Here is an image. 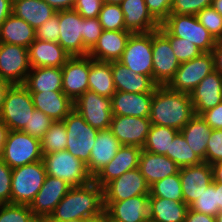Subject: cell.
Wrapping results in <instances>:
<instances>
[{
	"label": "cell",
	"instance_id": "10",
	"mask_svg": "<svg viewBox=\"0 0 222 222\" xmlns=\"http://www.w3.org/2000/svg\"><path fill=\"white\" fill-rule=\"evenodd\" d=\"M153 81L168 85L174 78L180 62L170 45V40L158 29L152 31Z\"/></svg>",
	"mask_w": 222,
	"mask_h": 222
},
{
	"label": "cell",
	"instance_id": "21",
	"mask_svg": "<svg viewBox=\"0 0 222 222\" xmlns=\"http://www.w3.org/2000/svg\"><path fill=\"white\" fill-rule=\"evenodd\" d=\"M107 214L120 222H144L149 219V195L123 201H103Z\"/></svg>",
	"mask_w": 222,
	"mask_h": 222
},
{
	"label": "cell",
	"instance_id": "22",
	"mask_svg": "<svg viewBox=\"0 0 222 222\" xmlns=\"http://www.w3.org/2000/svg\"><path fill=\"white\" fill-rule=\"evenodd\" d=\"M194 113L200 115L222 102V75L213 70L190 93Z\"/></svg>",
	"mask_w": 222,
	"mask_h": 222
},
{
	"label": "cell",
	"instance_id": "53",
	"mask_svg": "<svg viewBox=\"0 0 222 222\" xmlns=\"http://www.w3.org/2000/svg\"><path fill=\"white\" fill-rule=\"evenodd\" d=\"M102 4L103 0H75L73 9L83 18H97Z\"/></svg>",
	"mask_w": 222,
	"mask_h": 222
},
{
	"label": "cell",
	"instance_id": "41",
	"mask_svg": "<svg viewBox=\"0 0 222 222\" xmlns=\"http://www.w3.org/2000/svg\"><path fill=\"white\" fill-rule=\"evenodd\" d=\"M159 30L170 40L171 48L180 64L192 60L203 53L192 42H188L184 38L172 36L162 25H160Z\"/></svg>",
	"mask_w": 222,
	"mask_h": 222
},
{
	"label": "cell",
	"instance_id": "19",
	"mask_svg": "<svg viewBox=\"0 0 222 222\" xmlns=\"http://www.w3.org/2000/svg\"><path fill=\"white\" fill-rule=\"evenodd\" d=\"M184 203L190 206L213 182L212 167L202 162L199 165L182 167L179 170Z\"/></svg>",
	"mask_w": 222,
	"mask_h": 222
},
{
	"label": "cell",
	"instance_id": "64",
	"mask_svg": "<svg viewBox=\"0 0 222 222\" xmlns=\"http://www.w3.org/2000/svg\"><path fill=\"white\" fill-rule=\"evenodd\" d=\"M211 6L222 16V0H213Z\"/></svg>",
	"mask_w": 222,
	"mask_h": 222
},
{
	"label": "cell",
	"instance_id": "42",
	"mask_svg": "<svg viewBox=\"0 0 222 222\" xmlns=\"http://www.w3.org/2000/svg\"><path fill=\"white\" fill-rule=\"evenodd\" d=\"M98 19L103 30H126L124 14L119 4L103 3Z\"/></svg>",
	"mask_w": 222,
	"mask_h": 222
},
{
	"label": "cell",
	"instance_id": "33",
	"mask_svg": "<svg viewBox=\"0 0 222 222\" xmlns=\"http://www.w3.org/2000/svg\"><path fill=\"white\" fill-rule=\"evenodd\" d=\"M212 128L205 122L201 115L195 114L180 130L185 141L192 151L203 162L205 161L207 142Z\"/></svg>",
	"mask_w": 222,
	"mask_h": 222
},
{
	"label": "cell",
	"instance_id": "45",
	"mask_svg": "<svg viewBox=\"0 0 222 222\" xmlns=\"http://www.w3.org/2000/svg\"><path fill=\"white\" fill-rule=\"evenodd\" d=\"M196 17L216 41H222V16L212 6L198 12Z\"/></svg>",
	"mask_w": 222,
	"mask_h": 222
},
{
	"label": "cell",
	"instance_id": "54",
	"mask_svg": "<svg viewBox=\"0 0 222 222\" xmlns=\"http://www.w3.org/2000/svg\"><path fill=\"white\" fill-rule=\"evenodd\" d=\"M200 115L212 129H222V102Z\"/></svg>",
	"mask_w": 222,
	"mask_h": 222
},
{
	"label": "cell",
	"instance_id": "59",
	"mask_svg": "<svg viewBox=\"0 0 222 222\" xmlns=\"http://www.w3.org/2000/svg\"><path fill=\"white\" fill-rule=\"evenodd\" d=\"M213 181L222 184V161L211 165Z\"/></svg>",
	"mask_w": 222,
	"mask_h": 222
},
{
	"label": "cell",
	"instance_id": "39",
	"mask_svg": "<svg viewBox=\"0 0 222 222\" xmlns=\"http://www.w3.org/2000/svg\"><path fill=\"white\" fill-rule=\"evenodd\" d=\"M150 195L152 197L169 199L176 202H184L179 173L167 176L151 185Z\"/></svg>",
	"mask_w": 222,
	"mask_h": 222
},
{
	"label": "cell",
	"instance_id": "14",
	"mask_svg": "<svg viewBox=\"0 0 222 222\" xmlns=\"http://www.w3.org/2000/svg\"><path fill=\"white\" fill-rule=\"evenodd\" d=\"M60 35L58 43L70 56H86L83 45V17L74 9L59 11Z\"/></svg>",
	"mask_w": 222,
	"mask_h": 222
},
{
	"label": "cell",
	"instance_id": "40",
	"mask_svg": "<svg viewBox=\"0 0 222 222\" xmlns=\"http://www.w3.org/2000/svg\"><path fill=\"white\" fill-rule=\"evenodd\" d=\"M170 159L180 168L199 165L203 162L195 155L180 132L174 137L173 142L171 143Z\"/></svg>",
	"mask_w": 222,
	"mask_h": 222
},
{
	"label": "cell",
	"instance_id": "30",
	"mask_svg": "<svg viewBox=\"0 0 222 222\" xmlns=\"http://www.w3.org/2000/svg\"><path fill=\"white\" fill-rule=\"evenodd\" d=\"M138 168L149 186L167 176L178 174L180 170V167L166 155L153 154L143 149Z\"/></svg>",
	"mask_w": 222,
	"mask_h": 222
},
{
	"label": "cell",
	"instance_id": "28",
	"mask_svg": "<svg viewBox=\"0 0 222 222\" xmlns=\"http://www.w3.org/2000/svg\"><path fill=\"white\" fill-rule=\"evenodd\" d=\"M111 69L116 91L153 93L157 87L150 76L135 73L119 61L111 62Z\"/></svg>",
	"mask_w": 222,
	"mask_h": 222
},
{
	"label": "cell",
	"instance_id": "55",
	"mask_svg": "<svg viewBox=\"0 0 222 222\" xmlns=\"http://www.w3.org/2000/svg\"><path fill=\"white\" fill-rule=\"evenodd\" d=\"M184 222H216V220L215 216L195 212L189 208Z\"/></svg>",
	"mask_w": 222,
	"mask_h": 222
},
{
	"label": "cell",
	"instance_id": "48",
	"mask_svg": "<svg viewBox=\"0 0 222 222\" xmlns=\"http://www.w3.org/2000/svg\"><path fill=\"white\" fill-rule=\"evenodd\" d=\"M103 27L97 18H83V45L90 51L102 35Z\"/></svg>",
	"mask_w": 222,
	"mask_h": 222
},
{
	"label": "cell",
	"instance_id": "20",
	"mask_svg": "<svg viewBox=\"0 0 222 222\" xmlns=\"http://www.w3.org/2000/svg\"><path fill=\"white\" fill-rule=\"evenodd\" d=\"M142 148L122 145L115 157L93 178L103 188L107 183L120 177L125 172L139 167Z\"/></svg>",
	"mask_w": 222,
	"mask_h": 222
},
{
	"label": "cell",
	"instance_id": "3",
	"mask_svg": "<svg viewBox=\"0 0 222 222\" xmlns=\"http://www.w3.org/2000/svg\"><path fill=\"white\" fill-rule=\"evenodd\" d=\"M47 175L64 180L71 187L85 186L93 181L86 164L67 150L43 155Z\"/></svg>",
	"mask_w": 222,
	"mask_h": 222
},
{
	"label": "cell",
	"instance_id": "8",
	"mask_svg": "<svg viewBox=\"0 0 222 222\" xmlns=\"http://www.w3.org/2000/svg\"><path fill=\"white\" fill-rule=\"evenodd\" d=\"M161 25L172 35L195 44L202 52H211L216 40L195 15L169 14Z\"/></svg>",
	"mask_w": 222,
	"mask_h": 222
},
{
	"label": "cell",
	"instance_id": "6",
	"mask_svg": "<svg viewBox=\"0 0 222 222\" xmlns=\"http://www.w3.org/2000/svg\"><path fill=\"white\" fill-rule=\"evenodd\" d=\"M63 122L67 133L65 150L87 164L99 130L89 125L75 109L65 117Z\"/></svg>",
	"mask_w": 222,
	"mask_h": 222
},
{
	"label": "cell",
	"instance_id": "31",
	"mask_svg": "<svg viewBox=\"0 0 222 222\" xmlns=\"http://www.w3.org/2000/svg\"><path fill=\"white\" fill-rule=\"evenodd\" d=\"M36 39L35 29L11 13L0 26V42L28 48Z\"/></svg>",
	"mask_w": 222,
	"mask_h": 222
},
{
	"label": "cell",
	"instance_id": "68",
	"mask_svg": "<svg viewBox=\"0 0 222 222\" xmlns=\"http://www.w3.org/2000/svg\"><path fill=\"white\" fill-rule=\"evenodd\" d=\"M216 222H222V211L215 216Z\"/></svg>",
	"mask_w": 222,
	"mask_h": 222
},
{
	"label": "cell",
	"instance_id": "7",
	"mask_svg": "<svg viewBox=\"0 0 222 222\" xmlns=\"http://www.w3.org/2000/svg\"><path fill=\"white\" fill-rule=\"evenodd\" d=\"M34 109L28 89L23 84H14L8 88L0 119L9 130H23Z\"/></svg>",
	"mask_w": 222,
	"mask_h": 222
},
{
	"label": "cell",
	"instance_id": "2",
	"mask_svg": "<svg viewBox=\"0 0 222 222\" xmlns=\"http://www.w3.org/2000/svg\"><path fill=\"white\" fill-rule=\"evenodd\" d=\"M104 211L103 188L94 181L85 186L71 187L46 220H85Z\"/></svg>",
	"mask_w": 222,
	"mask_h": 222
},
{
	"label": "cell",
	"instance_id": "32",
	"mask_svg": "<svg viewBox=\"0 0 222 222\" xmlns=\"http://www.w3.org/2000/svg\"><path fill=\"white\" fill-rule=\"evenodd\" d=\"M12 13L37 29L50 19L56 10L44 0H12Z\"/></svg>",
	"mask_w": 222,
	"mask_h": 222
},
{
	"label": "cell",
	"instance_id": "23",
	"mask_svg": "<svg viewBox=\"0 0 222 222\" xmlns=\"http://www.w3.org/2000/svg\"><path fill=\"white\" fill-rule=\"evenodd\" d=\"M124 24L131 33H147L158 30L160 23L149 12L145 0H124L120 4Z\"/></svg>",
	"mask_w": 222,
	"mask_h": 222
},
{
	"label": "cell",
	"instance_id": "60",
	"mask_svg": "<svg viewBox=\"0 0 222 222\" xmlns=\"http://www.w3.org/2000/svg\"><path fill=\"white\" fill-rule=\"evenodd\" d=\"M9 129L7 125L0 119V158L3 153V147L8 135Z\"/></svg>",
	"mask_w": 222,
	"mask_h": 222
},
{
	"label": "cell",
	"instance_id": "4",
	"mask_svg": "<svg viewBox=\"0 0 222 222\" xmlns=\"http://www.w3.org/2000/svg\"><path fill=\"white\" fill-rule=\"evenodd\" d=\"M46 176L42 160L12 169L11 203L30 205Z\"/></svg>",
	"mask_w": 222,
	"mask_h": 222
},
{
	"label": "cell",
	"instance_id": "63",
	"mask_svg": "<svg viewBox=\"0 0 222 222\" xmlns=\"http://www.w3.org/2000/svg\"><path fill=\"white\" fill-rule=\"evenodd\" d=\"M216 191H218V208L222 211V184L216 182Z\"/></svg>",
	"mask_w": 222,
	"mask_h": 222
},
{
	"label": "cell",
	"instance_id": "26",
	"mask_svg": "<svg viewBox=\"0 0 222 222\" xmlns=\"http://www.w3.org/2000/svg\"><path fill=\"white\" fill-rule=\"evenodd\" d=\"M152 95L116 91L111 98L113 116L150 117Z\"/></svg>",
	"mask_w": 222,
	"mask_h": 222
},
{
	"label": "cell",
	"instance_id": "36",
	"mask_svg": "<svg viewBox=\"0 0 222 222\" xmlns=\"http://www.w3.org/2000/svg\"><path fill=\"white\" fill-rule=\"evenodd\" d=\"M149 208V219L154 222H184L189 206L149 195Z\"/></svg>",
	"mask_w": 222,
	"mask_h": 222
},
{
	"label": "cell",
	"instance_id": "13",
	"mask_svg": "<svg viewBox=\"0 0 222 222\" xmlns=\"http://www.w3.org/2000/svg\"><path fill=\"white\" fill-rule=\"evenodd\" d=\"M31 70L28 48L0 42V78L10 84H24Z\"/></svg>",
	"mask_w": 222,
	"mask_h": 222
},
{
	"label": "cell",
	"instance_id": "56",
	"mask_svg": "<svg viewBox=\"0 0 222 222\" xmlns=\"http://www.w3.org/2000/svg\"><path fill=\"white\" fill-rule=\"evenodd\" d=\"M211 52L214 58V69L222 75V41H217Z\"/></svg>",
	"mask_w": 222,
	"mask_h": 222
},
{
	"label": "cell",
	"instance_id": "49",
	"mask_svg": "<svg viewBox=\"0 0 222 222\" xmlns=\"http://www.w3.org/2000/svg\"><path fill=\"white\" fill-rule=\"evenodd\" d=\"M35 31L36 39L58 43L60 35L59 11H56L50 19L46 20Z\"/></svg>",
	"mask_w": 222,
	"mask_h": 222
},
{
	"label": "cell",
	"instance_id": "11",
	"mask_svg": "<svg viewBox=\"0 0 222 222\" xmlns=\"http://www.w3.org/2000/svg\"><path fill=\"white\" fill-rule=\"evenodd\" d=\"M213 70L215 69L212 52H203L196 58L181 63L168 86L173 90L190 94Z\"/></svg>",
	"mask_w": 222,
	"mask_h": 222
},
{
	"label": "cell",
	"instance_id": "5",
	"mask_svg": "<svg viewBox=\"0 0 222 222\" xmlns=\"http://www.w3.org/2000/svg\"><path fill=\"white\" fill-rule=\"evenodd\" d=\"M40 139L22 130H9L1 159L12 169L41 161Z\"/></svg>",
	"mask_w": 222,
	"mask_h": 222
},
{
	"label": "cell",
	"instance_id": "52",
	"mask_svg": "<svg viewBox=\"0 0 222 222\" xmlns=\"http://www.w3.org/2000/svg\"><path fill=\"white\" fill-rule=\"evenodd\" d=\"M173 0H145L151 15L161 24L170 14Z\"/></svg>",
	"mask_w": 222,
	"mask_h": 222
},
{
	"label": "cell",
	"instance_id": "62",
	"mask_svg": "<svg viewBox=\"0 0 222 222\" xmlns=\"http://www.w3.org/2000/svg\"><path fill=\"white\" fill-rule=\"evenodd\" d=\"M84 222H107V212L104 210L96 216L85 219Z\"/></svg>",
	"mask_w": 222,
	"mask_h": 222
},
{
	"label": "cell",
	"instance_id": "70",
	"mask_svg": "<svg viewBox=\"0 0 222 222\" xmlns=\"http://www.w3.org/2000/svg\"><path fill=\"white\" fill-rule=\"evenodd\" d=\"M144 222H154V221L151 220V219H148V220H146V221H144Z\"/></svg>",
	"mask_w": 222,
	"mask_h": 222
},
{
	"label": "cell",
	"instance_id": "16",
	"mask_svg": "<svg viewBox=\"0 0 222 222\" xmlns=\"http://www.w3.org/2000/svg\"><path fill=\"white\" fill-rule=\"evenodd\" d=\"M151 125L149 117L113 116L109 130L121 145L143 148Z\"/></svg>",
	"mask_w": 222,
	"mask_h": 222
},
{
	"label": "cell",
	"instance_id": "25",
	"mask_svg": "<svg viewBox=\"0 0 222 222\" xmlns=\"http://www.w3.org/2000/svg\"><path fill=\"white\" fill-rule=\"evenodd\" d=\"M130 35L131 32L127 30H103L102 35L88 55L99 61H119Z\"/></svg>",
	"mask_w": 222,
	"mask_h": 222
},
{
	"label": "cell",
	"instance_id": "18",
	"mask_svg": "<svg viewBox=\"0 0 222 222\" xmlns=\"http://www.w3.org/2000/svg\"><path fill=\"white\" fill-rule=\"evenodd\" d=\"M71 186L64 180L47 175L43 186L29 205L35 217H50Z\"/></svg>",
	"mask_w": 222,
	"mask_h": 222
},
{
	"label": "cell",
	"instance_id": "61",
	"mask_svg": "<svg viewBox=\"0 0 222 222\" xmlns=\"http://www.w3.org/2000/svg\"><path fill=\"white\" fill-rule=\"evenodd\" d=\"M12 84H10L8 81L3 80L0 78V114L3 108V103L5 100V96L6 93L8 91V88L11 86Z\"/></svg>",
	"mask_w": 222,
	"mask_h": 222
},
{
	"label": "cell",
	"instance_id": "12",
	"mask_svg": "<svg viewBox=\"0 0 222 222\" xmlns=\"http://www.w3.org/2000/svg\"><path fill=\"white\" fill-rule=\"evenodd\" d=\"M74 109L93 128L107 130L113 118L112 99L87 90L76 101Z\"/></svg>",
	"mask_w": 222,
	"mask_h": 222
},
{
	"label": "cell",
	"instance_id": "46",
	"mask_svg": "<svg viewBox=\"0 0 222 222\" xmlns=\"http://www.w3.org/2000/svg\"><path fill=\"white\" fill-rule=\"evenodd\" d=\"M53 123L54 121L45 113L34 109L29 119V123H26V126L22 131L37 139H41Z\"/></svg>",
	"mask_w": 222,
	"mask_h": 222
},
{
	"label": "cell",
	"instance_id": "38",
	"mask_svg": "<svg viewBox=\"0 0 222 222\" xmlns=\"http://www.w3.org/2000/svg\"><path fill=\"white\" fill-rule=\"evenodd\" d=\"M42 154L65 150L67 147L66 126L63 121H54L40 139Z\"/></svg>",
	"mask_w": 222,
	"mask_h": 222
},
{
	"label": "cell",
	"instance_id": "17",
	"mask_svg": "<svg viewBox=\"0 0 222 222\" xmlns=\"http://www.w3.org/2000/svg\"><path fill=\"white\" fill-rule=\"evenodd\" d=\"M89 55L71 56L62 66V91L73 102L88 90Z\"/></svg>",
	"mask_w": 222,
	"mask_h": 222
},
{
	"label": "cell",
	"instance_id": "9",
	"mask_svg": "<svg viewBox=\"0 0 222 222\" xmlns=\"http://www.w3.org/2000/svg\"><path fill=\"white\" fill-rule=\"evenodd\" d=\"M119 62L135 73L144 74L153 79L152 31L131 33Z\"/></svg>",
	"mask_w": 222,
	"mask_h": 222
},
{
	"label": "cell",
	"instance_id": "47",
	"mask_svg": "<svg viewBox=\"0 0 222 222\" xmlns=\"http://www.w3.org/2000/svg\"><path fill=\"white\" fill-rule=\"evenodd\" d=\"M213 0H173L170 14L197 15L198 12L211 6Z\"/></svg>",
	"mask_w": 222,
	"mask_h": 222
},
{
	"label": "cell",
	"instance_id": "65",
	"mask_svg": "<svg viewBox=\"0 0 222 222\" xmlns=\"http://www.w3.org/2000/svg\"><path fill=\"white\" fill-rule=\"evenodd\" d=\"M124 0H103V3L121 4Z\"/></svg>",
	"mask_w": 222,
	"mask_h": 222
},
{
	"label": "cell",
	"instance_id": "67",
	"mask_svg": "<svg viewBox=\"0 0 222 222\" xmlns=\"http://www.w3.org/2000/svg\"><path fill=\"white\" fill-rule=\"evenodd\" d=\"M46 222H65L60 220H46ZM67 222H84V220H73V221H67Z\"/></svg>",
	"mask_w": 222,
	"mask_h": 222
},
{
	"label": "cell",
	"instance_id": "27",
	"mask_svg": "<svg viewBox=\"0 0 222 222\" xmlns=\"http://www.w3.org/2000/svg\"><path fill=\"white\" fill-rule=\"evenodd\" d=\"M31 68L62 67L71 57L57 42L35 39L28 47Z\"/></svg>",
	"mask_w": 222,
	"mask_h": 222
},
{
	"label": "cell",
	"instance_id": "15",
	"mask_svg": "<svg viewBox=\"0 0 222 222\" xmlns=\"http://www.w3.org/2000/svg\"><path fill=\"white\" fill-rule=\"evenodd\" d=\"M138 195H150V186L139 168L125 172L103 187V201H123Z\"/></svg>",
	"mask_w": 222,
	"mask_h": 222
},
{
	"label": "cell",
	"instance_id": "24",
	"mask_svg": "<svg viewBox=\"0 0 222 222\" xmlns=\"http://www.w3.org/2000/svg\"><path fill=\"white\" fill-rule=\"evenodd\" d=\"M121 146V143L109 129L99 130L90 153L89 162L86 164L87 171L92 178L115 157Z\"/></svg>",
	"mask_w": 222,
	"mask_h": 222
},
{
	"label": "cell",
	"instance_id": "69",
	"mask_svg": "<svg viewBox=\"0 0 222 222\" xmlns=\"http://www.w3.org/2000/svg\"><path fill=\"white\" fill-rule=\"evenodd\" d=\"M107 222H120V221H117V220L111 218V217L107 214Z\"/></svg>",
	"mask_w": 222,
	"mask_h": 222
},
{
	"label": "cell",
	"instance_id": "37",
	"mask_svg": "<svg viewBox=\"0 0 222 222\" xmlns=\"http://www.w3.org/2000/svg\"><path fill=\"white\" fill-rule=\"evenodd\" d=\"M180 131L160 125H151L143 150L170 158V146Z\"/></svg>",
	"mask_w": 222,
	"mask_h": 222
},
{
	"label": "cell",
	"instance_id": "44",
	"mask_svg": "<svg viewBox=\"0 0 222 222\" xmlns=\"http://www.w3.org/2000/svg\"><path fill=\"white\" fill-rule=\"evenodd\" d=\"M34 217L29 205L13 203L0 205V222H30Z\"/></svg>",
	"mask_w": 222,
	"mask_h": 222
},
{
	"label": "cell",
	"instance_id": "35",
	"mask_svg": "<svg viewBox=\"0 0 222 222\" xmlns=\"http://www.w3.org/2000/svg\"><path fill=\"white\" fill-rule=\"evenodd\" d=\"M88 90L112 98L116 92L111 62L99 61L89 56Z\"/></svg>",
	"mask_w": 222,
	"mask_h": 222
},
{
	"label": "cell",
	"instance_id": "66",
	"mask_svg": "<svg viewBox=\"0 0 222 222\" xmlns=\"http://www.w3.org/2000/svg\"><path fill=\"white\" fill-rule=\"evenodd\" d=\"M30 222H46V219L40 217H34Z\"/></svg>",
	"mask_w": 222,
	"mask_h": 222
},
{
	"label": "cell",
	"instance_id": "34",
	"mask_svg": "<svg viewBox=\"0 0 222 222\" xmlns=\"http://www.w3.org/2000/svg\"><path fill=\"white\" fill-rule=\"evenodd\" d=\"M23 85L29 92L62 91V67L31 68Z\"/></svg>",
	"mask_w": 222,
	"mask_h": 222
},
{
	"label": "cell",
	"instance_id": "57",
	"mask_svg": "<svg viewBox=\"0 0 222 222\" xmlns=\"http://www.w3.org/2000/svg\"><path fill=\"white\" fill-rule=\"evenodd\" d=\"M56 11L73 9L75 0H44Z\"/></svg>",
	"mask_w": 222,
	"mask_h": 222
},
{
	"label": "cell",
	"instance_id": "29",
	"mask_svg": "<svg viewBox=\"0 0 222 222\" xmlns=\"http://www.w3.org/2000/svg\"><path fill=\"white\" fill-rule=\"evenodd\" d=\"M35 109L53 121H63L74 109V102L63 91L30 92Z\"/></svg>",
	"mask_w": 222,
	"mask_h": 222
},
{
	"label": "cell",
	"instance_id": "50",
	"mask_svg": "<svg viewBox=\"0 0 222 222\" xmlns=\"http://www.w3.org/2000/svg\"><path fill=\"white\" fill-rule=\"evenodd\" d=\"M207 143L204 162L212 165L222 161V129H212Z\"/></svg>",
	"mask_w": 222,
	"mask_h": 222
},
{
	"label": "cell",
	"instance_id": "58",
	"mask_svg": "<svg viewBox=\"0 0 222 222\" xmlns=\"http://www.w3.org/2000/svg\"><path fill=\"white\" fill-rule=\"evenodd\" d=\"M12 13V0H0V26Z\"/></svg>",
	"mask_w": 222,
	"mask_h": 222
},
{
	"label": "cell",
	"instance_id": "43",
	"mask_svg": "<svg viewBox=\"0 0 222 222\" xmlns=\"http://www.w3.org/2000/svg\"><path fill=\"white\" fill-rule=\"evenodd\" d=\"M189 208L195 212L216 216L220 212L218 208V191H216V182L213 181L200 197L189 206Z\"/></svg>",
	"mask_w": 222,
	"mask_h": 222
},
{
	"label": "cell",
	"instance_id": "1",
	"mask_svg": "<svg viewBox=\"0 0 222 222\" xmlns=\"http://www.w3.org/2000/svg\"><path fill=\"white\" fill-rule=\"evenodd\" d=\"M194 115L190 94L173 90L168 85H157L149 117L152 125L180 131Z\"/></svg>",
	"mask_w": 222,
	"mask_h": 222
},
{
	"label": "cell",
	"instance_id": "51",
	"mask_svg": "<svg viewBox=\"0 0 222 222\" xmlns=\"http://www.w3.org/2000/svg\"><path fill=\"white\" fill-rule=\"evenodd\" d=\"M12 168L0 158V205L11 203Z\"/></svg>",
	"mask_w": 222,
	"mask_h": 222
}]
</instances>
